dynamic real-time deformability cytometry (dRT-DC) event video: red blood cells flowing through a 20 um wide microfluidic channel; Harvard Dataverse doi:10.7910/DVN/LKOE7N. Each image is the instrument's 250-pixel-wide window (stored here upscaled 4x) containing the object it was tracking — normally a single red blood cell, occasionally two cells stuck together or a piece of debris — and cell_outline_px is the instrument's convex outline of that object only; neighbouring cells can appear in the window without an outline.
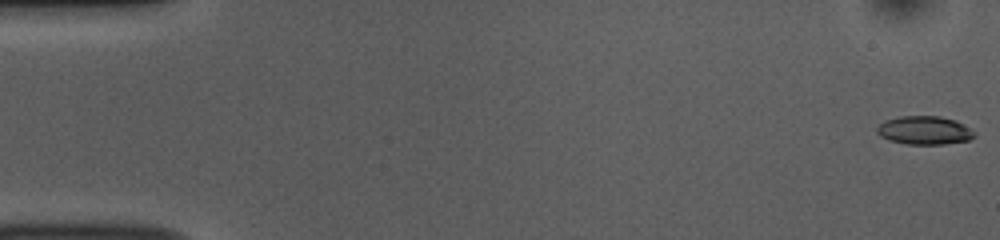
{"species": "common noctule bat (a hibernating species)", "species_latin": "Nyctalus noctula", "temperature_condition": "room temperature", "stored_images_in_passage": 53, "camera_frame_rate_fps": 3000, "um_per_image_px": 0.085, "animal": {"sex": "female", "body_mass_g": 10.0, "forearm_length_mm": 53.1}, "frame": {"image": 1, "passage_image": 1, "time_ms": 0.0, "image_size_px": [1000, 240], "cell_outline_px": [[976, 136], [968, 140], [944, 144], [904, 144], [888, 140], [880, 136], [876, 132], [876, 128], [884, 120], [900, 116], [940, 116], [956, 120], [972, 128], [976, 132]], "centroid_in_image_um": [78.59, 11.07], "position_along_channel_um": 6.4, "area_um2": 16.42}}
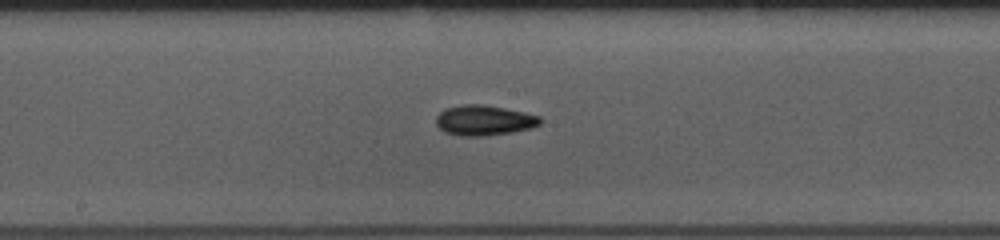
{"frame": {"image": 2, "passage_image": 28, "time_ms": 9.0, "image_size_px": [1000, 240], "cell_outline_px": [[544, 120], [540, 124], [532, 128], [512, 132], [484, 136], [460, 136], [444, 132], [436, 124], [436, 116], [444, 108], [464, 104], [484, 104], [524, 112], [540, 116]], "centroid_in_image_um": [41.15, 10.23], "position_along_channel_um": 207.0, "area_um2": 18.55}}
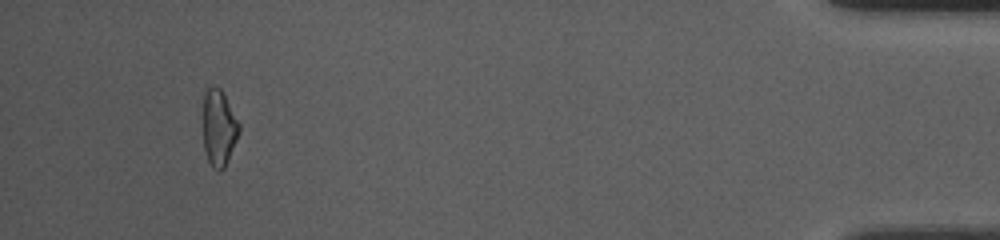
{"frame": {"image": 3, "passage_image": 50, "time_ms": 16.333, "image_size_px": [1000, 240], "cell_outline_px": [[240, 132], [224, 168], [220, 172], [212, 168], [208, 160], [204, 148], [204, 92], [208, 88], [220, 88], [240, 124]], "centroid_in_image_um": [18.61, 10.91], "position_along_channel_um": 416.6, "area_um2": 15.72}, "authors_computed_cell_mechanics": {"area_um2": 16.762, "velocity_mm_per_s": 3.7995, "shape_relaxation_time_tau1_ms": 3.59, "shape_relaxation_time_tau2_ms": 8.3279, "deformation_change_tau1": 0.1177, "deformation_change_tau2": 0.1793}}